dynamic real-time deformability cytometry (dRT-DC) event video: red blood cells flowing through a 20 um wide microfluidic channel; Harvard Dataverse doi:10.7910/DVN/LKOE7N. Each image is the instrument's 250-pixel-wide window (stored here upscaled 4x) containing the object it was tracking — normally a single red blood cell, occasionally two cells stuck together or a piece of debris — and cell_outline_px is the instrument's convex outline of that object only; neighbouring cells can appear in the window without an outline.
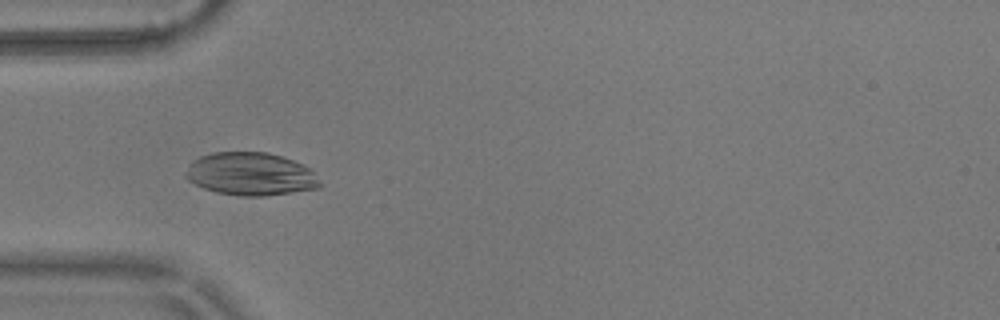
{"species": "common noctule bat (a hibernating species)", "species_latin": "Nyctalus noctula", "temperature_condition": "warm", "stored_images_in_passage": 52, "camera_frame_rate_fps": 3000, "um_per_image_px": 0.085, "animal": {"sex": "male", "body_mass_g": 17.9}, "frame": {"image": 1, "passage_image": 14, "time_ms": 4.333, "image_size_px": [1000, 320], "cell_outline_px": [[320, 188], [264, 196], [240, 196], [216, 192], [204, 188], [188, 180], [184, 176], [192, 164], [200, 156], [212, 152], [268, 152], [292, 160], [308, 168], [312, 172], [320, 184]], "centroid_in_image_um": [21.29, 14.8], "position_along_channel_um": 63.7, "area_um2": 33.06}}
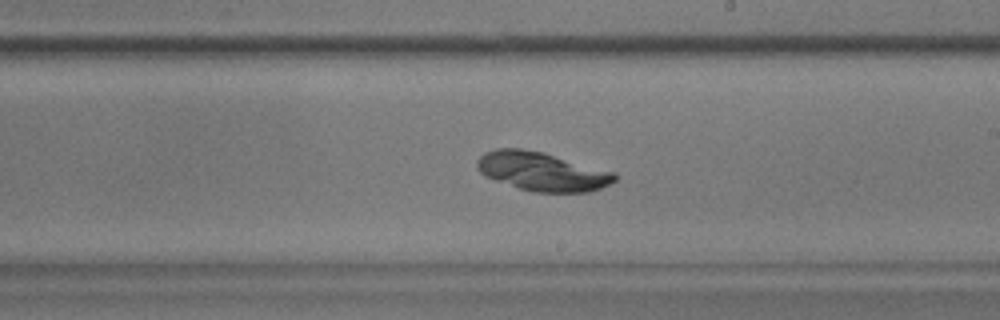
{"frame": {"image": 2, "passage_image": 29, "time_ms": 9.333, "image_size_px": [1000, 320], "cell_outline_px": [[616, 180], [600, 188], [588, 192], [532, 192], [484, 176], [476, 168], [476, 160], [484, 152], [496, 148], [520, 148], [544, 152], [616, 172]], "centroid_in_image_um": [46.06, 14.56], "position_along_channel_um": 242.9, "area_um2": 31.21}}
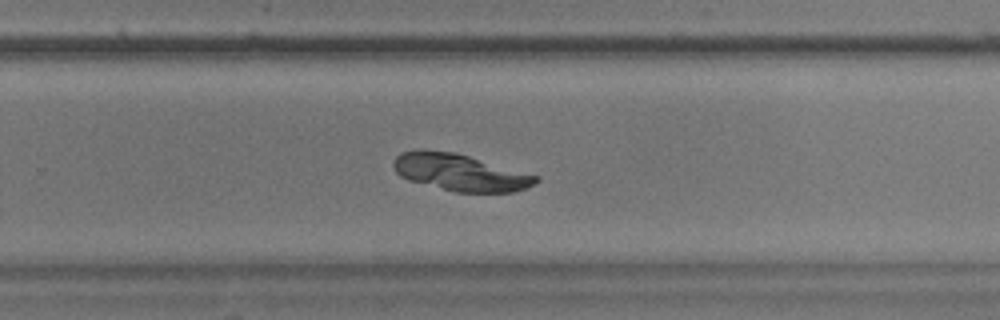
{"frame": {"image": 3, "passage_image": 33, "time_ms": 10.667, "image_size_px": [1000, 320], "cell_outline_px": [[540, 180], [536, 184], [528, 188], [512, 192], [456, 192], [408, 180], [400, 176], [396, 172], [392, 164], [392, 160], [400, 152], [420, 148], [424, 148], [456, 152], [540, 176]], "centroid_in_image_um": [39.1, 14.63], "position_along_channel_um": 290.7, "area_um2": 31.15}}